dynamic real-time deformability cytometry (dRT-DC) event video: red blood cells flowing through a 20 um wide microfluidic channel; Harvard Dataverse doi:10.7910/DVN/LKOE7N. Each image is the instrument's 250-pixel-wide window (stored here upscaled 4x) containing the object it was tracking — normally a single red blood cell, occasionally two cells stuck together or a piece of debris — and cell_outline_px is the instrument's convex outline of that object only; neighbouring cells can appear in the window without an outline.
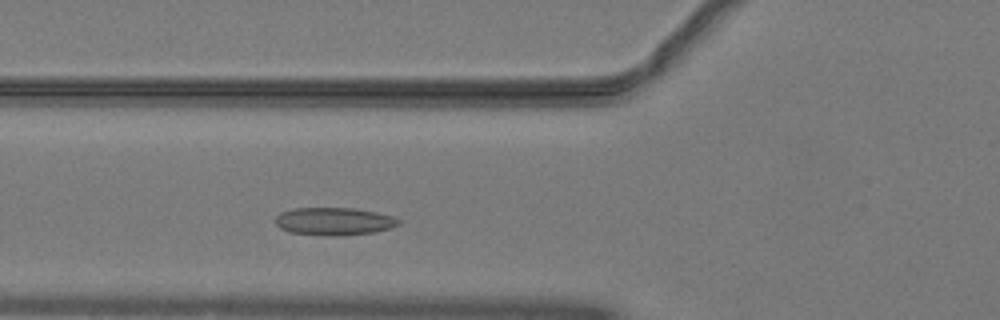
{"species": "common noctule bat (a hibernating species)", "species_latin": "Nyctalus noctula", "temperature_condition": "warm", "stored_images_in_passage": 38, "camera_frame_rate_fps": 3000, "um_per_image_px": 0.085, "animal": {"sex": "male", "body_mass_g": 19.2, "forearm_length_mm": 51.8}, "frame": {"image": 1, "passage_image": 6, "time_ms": 1.667, "image_size_px": [1000, 320], "cell_outline_px": [[404, 220], [400, 224], [392, 228], [376, 232], [336, 236], [320, 236], [288, 232], [280, 228], [276, 224], [276, 216], [280, 212], [292, 208], [352, 208], [376, 212], [392, 216]], "centroid_in_image_um": [28.41, 18.82], "position_along_channel_um": 97.4, "area_um2": 20.29}}
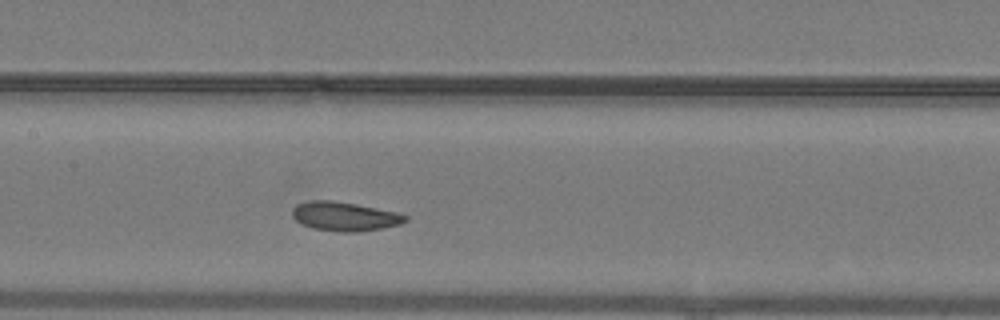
{"frame": {"image": 2, "passage_image": 12, "time_ms": 3.667, "image_size_px": [1000, 320], "cell_outline_px": [[408, 220], [400, 224], [384, 228], [356, 232], [340, 232], [312, 228], [296, 220], [292, 216], [292, 208], [296, 204], [308, 200], [332, 200], [356, 204], [396, 212], [408, 216]], "centroid_in_image_um": [29.28, 18.39], "position_along_channel_um": 178.1, "area_um2": 19.19}}
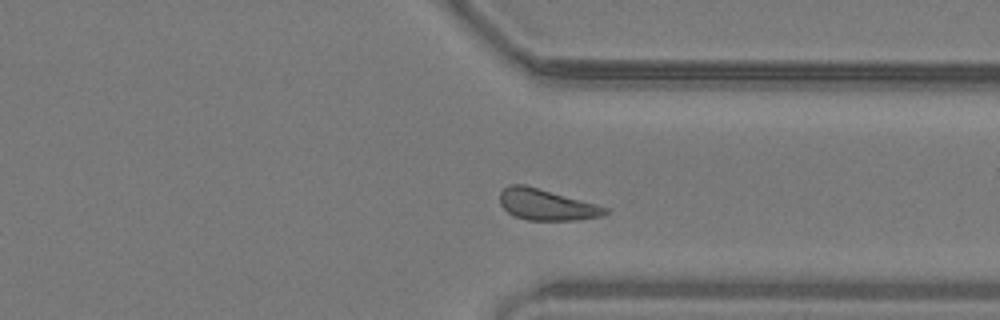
{"frame": {"image": 3, "passage_image": 26, "time_ms": 8.333, "image_size_px": [1000, 320], "cell_outline_px": [[608, 212], [604, 216], [576, 220], [528, 220], [516, 216], [508, 212], [500, 204], [500, 192], [508, 184], [524, 184], [596, 204], [608, 208]], "centroid_in_image_um": [46.45, 17.4], "position_along_channel_um": 365.0, "area_um2": 18.96}, "authors_computed_cell_mechanics": {"area_um2": 18.9584, "velocity_mm_per_s": 3.9985, "shape_relaxation_time_tau1_ms": 3.8662, "shape_relaxation_time_tau2_ms": 2.7672, "deformation_change_tau1": 0.0936, "deformation_change_tau2": 0.0793}}